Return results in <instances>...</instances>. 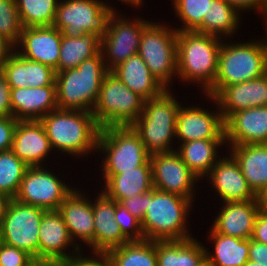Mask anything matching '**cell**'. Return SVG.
Wrapping results in <instances>:
<instances>
[{"label":"cell","instance_id":"f5cc1de1","mask_svg":"<svg viewBox=\"0 0 267 266\" xmlns=\"http://www.w3.org/2000/svg\"><path fill=\"white\" fill-rule=\"evenodd\" d=\"M261 206L263 209L267 210V188L266 190L262 193V195L259 197Z\"/></svg>","mask_w":267,"mask_h":266},{"label":"cell","instance_id":"ffe728a7","mask_svg":"<svg viewBox=\"0 0 267 266\" xmlns=\"http://www.w3.org/2000/svg\"><path fill=\"white\" fill-rule=\"evenodd\" d=\"M219 159L220 156L208 175L221 200L224 203L259 200L250 189L235 158L231 155L230 158L223 156Z\"/></svg>","mask_w":267,"mask_h":266},{"label":"cell","instance_id":"9f6ffc18","mask_svg":"<svg viewBox=\"0 0 267 266\" xmlns=\"http://www.w3.org/2000/svg\"><path fill=\"white\" fill-rule=\"evenodd\" d=\"M244 266H258L255 261L248 260Z\"/></svg>","mask_w":267,"mask_h":266},{"label":"cell","instance_id":"5b68a950","mask_svg":"<svg viewBox=\"0 0 267 266\" xmlns=\"http://www.w3.org/2000/svg\"><path fill=\"white\" fill-rule=\"evenodd\" d=\"M265 42L223 43L218 54V72L206 92L215 98L226 86L259 78L267 73Z\"/></svg>","mask_w":267,"mask_h":266},{"label":"cell","instance_id":"5bb4252c","mask_svg":"<svg viewBox=\"0 0 267 266\" xmlns=\"http://www.w3.org/2000/svg\"><path fill=\"white\" fill-rule=\"evenodd\" d=\"M150 162L155 189L193 200V187L199 178L183 162L177 150L151 155Z\"/></svg>","mask_w":267,"mask_h":266},{"label":"cell","instance_id":"83f0119b","mask_svg":"<svg viewBox=\"0 0 267 266\" xmlns=\"http://www.w3.org/2000/svg\"><path fill=\"white\" fill-rule=\"evenodd\" d=\"M105 180L104 193L116 202L144 194L153 187L152 166L150 159L134 170L122 172L117 175H102Z\"/></svg>","mask_w":267,"mask_h":266},{"label":"cell","instance_id":"d6986e66","mask_svg":"<svg viewBox=\"0 0 267 266\" xmlns=\"http://www.w3.org/2000/svg\"><path fill=\"white\" fill-rule=\"evenodd\" d=\"M10 103L18 121L40 120L58 109L56 85L11 88Z\"/></svg>","mask_w":267,"mask_h":266},{"label":"cell","instance_id":"11a10c76","mask_svg":"<svg viewBox=\"0 0 267 266\" xmlns=\"http://www.w3.org/2000/svg\"><path fill=\"white\" fill-rule=\"evenodd\" d=\"M261 12H262V14H263L264 16L267 17V0H265V2H264V6H263ZM265 20H266V24H267V18H266Z\"/></svg>","mask_w":267,"mask_h":266},{"label":"cell","instance_id":"4316f807","mask_svg":"<svg viewBox=\"0 0 267 266\" xmlns=\"http://www.w3.org/2000/svg\"><path fill=\"white\" fill-rule=\"evenodd\" d=\"M230 150L250 189L260 197L267 188V144L236 145Z\"/></svg>","mask_w":267,"mask_h":266},{"label":"cell","instance_id":"ba28073f","mask_svg":"<svg viewBox=\"0 0 267 266\" xmlns=\"http://www.w3.org/2000/svg\"><path fill=\"white\" fill-rule=\"evenodd\" d=\"M144 99L131 91L109 71L100 87L99 97L92 111L100 128L131 126L141 115Z\"/></svg>","mask_w":267,"mask_h":266},{"label":"cell","instance_id":"ab89813d","mask_svg":"<svg viewBox=\"0 0 267 266\" xmlns=\"http://www.w3.org/2000/svg\"><path fill=\"white\" fill-rule=\"evenodd\" d=\"M115 221L122 234L129 241L145 240L141 221L133 216L122 204L115 201Z\"/></svg>","mask_w":267,"mask_h":266},{"label":"cell","instance_id":"30bf717a","mask_svg":"<svg viewBox=\"0 0 267 266\" xmlns=\"http://www.w3.org/2000/svg\"><path fill=\"white\" fill-rule=\"evenodd\" d=\"M46 211L10 199L0 226V241L39 259V228Z\"/></svg>","mask_w":267,"mask_h":266},{"label":"cell","instance_id":"cb8c5ba5","mask_svg":"<svg viewBox=\"0 0 267 266\" xmlns=\"http://www.w3.org/2000/svg\"><path fill=\"white\" fill-rule=\"evenodd\" d=\"M58 212L61 214L73 242L78 237L94 250V215L91 201L82 196L79 190L74 189L60 204Z\"/></svg>","mask_w":267,"mask_h":266},{"label":"cell","instance_id":"7402d4cb","mask_svg":"<svg viewBox=\"0 0 267 266\" xmlns=\"http://www.w3.org/2000/svg\"><path fill=\"white\" fill-rule=\"evenodd\" d=\"M221 208L211 228L225 236L251 239L257 215L262 208L260 200L226 202Z\"/></svg>","mask_w":267,"mask_h":266},{"label":"cell","instance_id":"f6af8a7d","mask_svg":"<svg viewBox=\"0 0 267 266\" xmlns=\"http://www.w3.org/2000/svg\"><path fill=\"white\" fill-rule=\"evenodd\" d=\"M11 87L7 79L0 71V117H12V109L10 103Z\"/></svg>","mask_w":267,"mask_h":266},{"label":"cell","instance_id":"8d00e7d4","mask_svg":"<svg viewBox=\"0 0 267 266\" xmlns=\"http://www.w3.org/2000/svg\"><path fill=\"white\" fill-rule=\"evenodd\" d=\"M28 168L11 149L0 152V193L14 199Z\"/></svg>","mask_w":267,"mask_h":266},{"label":"cell","instance_id":"9a60e30c","mask_svg":"<svg viewBox=\"0 0 267 266\" xmlns=\"http://www.w3.org/2000/svg\"><path fill=\"white\" fill-rule=\"evenodd\" d=\"M61 41V31L54 26L28 27L23 28L15 48L22 46L21 51H16L19 55L48 65L57 73Z\"/></svg>","mask_w":267,"mask_h":266},{"label":"cell","instance_id":"2e32d148","mask_svg":"<svg viewBox=\"0 0 267 266\" xmlns=\"http://www.w3.org/2000/svg\"><path fill=\"white\" fill-rule=\"evenodd\" d=\"M217 113V114H216ZM211 113L200 107H181L177 114L176 137L182 143L194 140L225 139L221 112Z\"/></svg>","mask_w":267,"mask_h":266},{"label":"cell","instance_id":"d4e9b609","mask_svg":"<svg viewBox=\"0 0 267 266\" xmlns=\"http://www.w3.org/2000/svg\"><path fill=\"white\" fill-rule=\"evenodd\" d=\"M72 242L58 210L46 211L39 228V259L55 264L72 257L71 254L64 252Z\"/></svg>","mask_w":267,"mask_h":266},{"label":"cell","instance_id":"8fae6325","mask_svg":"<svg viewBox=\"0 0 267 266\" xmlns=\"http://www.w3.org/2000/svg\"><path fill=\"white\" fill-rule=\"evenodd\" d=\"M114 9L99 0H67L57 5L53 26L62 36L78 38L85 33L102 37L108 15Z\"/></svg>","mask_w":267,"mask_h":266},{"label":"cell","instance_id":"4fadbf2b","mask_svg":"<svg viewBox=\"0 0 267 266\" xmlns=\"http://www.w3.org/2000/svg\"><path fill=\"white\" fill-rule=\"evenodd\" d=\"M73 190L42 166L29 167L14 199L19 203L47 211L58 210L60 204Z\"/></svg>","mask_w":267,"mask_h":266},{"label":"cell","instance_id":"9c48e42d","mask_svg":"<svg viewBox=\"0 0 267 266\" xmlns=\"http://www.w3.org/2000/svg\"><path fill=\"white\" fill-rule=\"evenodd\" d=\"M177 32L151 22L143 30L138 49L150 73L165 89L177 75Z\"/></svg>","mask_w":267,"mask_h":266},{"label":"cell","instance_id":"bcb514c9","mask_svg":"<svg viewBox=\"0 0 267 266\" xmlns=\"http://www.w3.org/2000/svg\"><path fill=\"white\" fill-rule=\"evenodd\" d=\"M251 239L267 245V210L263 208L257 215Z\"/></svg>","mask_w":267,"mask_h":266},{"label":"cell","instance_id":"ee69618b","mask_svg":"<svg viewBox=\"0 0 267 266\" xmlns=\"http://www.w3.org/2000/svg\"><path fill=\"white\" fill-rule=\"evenodd\" d=\"M119 203L122 204L133 216L142 221L143 216L148 208L147 192L123 199Z\"/></svg>","mask_w":267,"mask_h":266},{"label":"cell","instance_id":"db71d44e","mask_svg":"<svg viewBox=\"0 0 267 266\" xmlns=\"http://www.w3.org/2000/svg\"><path fill=\"white\" fill-rule=\"evenodd\" d=\"M124 3L132 4V6L139 7V5H142V0H119Z\"/></svg>","mask_w":267,"mask_h":266},{"label":"cell","instance_id":"f35d334b","mask_svg":"<svg viewBox=\"0 0 267 266\" xmlns=\"http://www.w3.org/2000/svg\"><path fill=\"white\" fill-rule=\"evenodd\" d=\"M23 26L15 0H0V35L17 45Z\"/></svg>","mask_w":267,"mask_h":266},{"label":"cell","instance_id":"8992f818","mask_svg":"<svg viewBox=\"0 0 267 266\" xmlns=\"http://www.w3.org/2000/svg\"><path fill=\"white\" fill-rule=\"evenodd\" d=\"M169 91L166 89L158 97L144 100L141 115L131 125L150 156L174 151L170 144L176 137L177 114L181 105Z\"/></svg>","mask_w":267,"mask_h":266},{"label":"cell","instance_id":"277c9868","mask_svg":"<svg viewBox=\"0 0 267 266\" xmlns=\"http://www.w3.org/2000/svg\"><path fill=\"white\" fill-rule=\"evenodd\" d=\"M221 37L198 32H177V76L181 80L202 84L207 92L218 72Z\"/></svg>","mask_w":267,"mask_h":266},{"label":"cell","instance_id":"1f68e13d","mask_svg":"<svg viewBox=\"0 0 267 266\" xmlns=\"http://www.w3.org/2000/svg\"><path fill=\"white\" fill-rule=\"evenodd\" d=\"M211 240L214 242L215 254L205 252L210 266H244L249 260V239L225 236L210 230Z\"/></svg>","mask_w":267,"mask_h":266},{"label":"cell","instance_id":"ac0fdd59","mask_svg":"<svg viewBox=\"0 0 267 266\" xmlns=\"http://www.w3.org/2000/svg\"><path fill=\"white\" fill-rule=\"evenodd\" d=\"M225 142L230 146L267 144V106L233 113L225 122Z\"/></svg>","mask_w":267,"mask_h":266},{"label":"cell","instance_id":"836d02e7","mask_svg":"<svg viewBox=\"0 0 267 266\" xmlns=\"http://www.w3.org/2000/svg\"><path fill=\"white\" fill-rule=\"evenodd\" d=\"M106 255L111 266H157L156 241H129Z\"/></svg>","mask_w":267,"mask_h":266},{"label":"cell","instance_id":"4dcf8cb0","mask_svg":"<svg viewBox=\"0 0 267 266\" xmlns=\"http://www.w3.org/2000/svg\"><path fill=\"white\" fill-rule=\"evenodd\" d=\"M225 139L194 140L181 143L178 154L188 168L198 177H209L208 174L218 161L217 148Z\"/></svg>","mask_w":267,"mask_h":266},{"label":"cell","instance_id":"603a6c76","mask_svg":"<svg viewBox=\"0 0 267 266\" xmlns=\"http://www.w3.org/2000/svg\"><path fill=\"white\" fill-rule=\"evenodd\" d=\"M94 215V253H106L129 240L115 221V200L104 192L92 203Z\"/></svg>","mask_w":267,"mask_h":266},{"label":"cell","instance_id":"e0dca14e","mask_svg":"<svg viewBox=\"0 0 267 266\" xmlns=\"http://www.w3.org/2000/svg\"><path fill=\"white\" fill-rule=\"evenodd\" d=\"M224 122L235 112L267 106V73L259 78L226 86L215 98Z\"/></svg>","mask_w":267,"mask_h":266},{"label":"cell","instance_id":"7c38bea8","mask_svg":"<svg viewBox=\"0 0 267 266\" xmlns=\"http://www.w3.org/2000/svg\"><path fill=\"white\" fill-rule=\"evenodd\" d=\"M149 23L143 19H134L130 22V19L128 21L116 15L115 10L108 15L101 37V53L104 57L105 54L108 56L104 58L108 71H112L129 57L138 53L143 30Z\"/></svg>","mask_w":267,"mask_h":266},{"label":"cell","instance_id":"c3c4849f","mask_svg":"<svg viewBox=\"0 0 267 266\" xmlns=\"http://www.w3.org/2000/svg\"><path fill=\"white\" fill-rule=\"evenodd\" d=\"M229 4L233 5L238 11L249 10L252 8L262 11L265 0H225Z\"/></svg>","mask_w":267,"mask_h":266},{"label":"cell","instance_id":"e575fe53","mask_svg":"<svg viewBox=\"0 0 267 266\" xmlns=\"http://www.w3.org/2000/svg\"><path fill=\"white\" fill-rule=\"evenodd\" d=\"M239 11L225 0H212L203 18V34L220 37L234 34L240 25ZM239 20V21H238ZM220 35V36H219Z\"/></svg>","mask_w":267,"mask_h":266},{"label":"cell","instance_id":"6da1fadb","mask_svg":"<svg viewBox=\"0 0 267 266\" xmlns=\"http://www.w3.org/2000/svg\"><path fill=\"white\" fill-rule=\"evenodd\" d=\"M108 72L101 52L75 68L57 72L55 84L58 109L92 112Z\"/></svg>","mask_w":267,"mask_h":266},{"label":"cell","instance_id":"7a4b0ae2","mask_svg":"<svg viewBox=\"0 0 267 266\" xmlns=\"http://www.w3.org/2000/svg\"><path fill=\"white\" fill-rule=\"evenodd\" d=\"M191 200L153 188L147 192V210L141 221L146 240L181 241L192 238L186 229Z\"/></svg>","mask_w":267,"mask_h":266},{"label":"cell","instance_id":"484cf974","mask_svg":"<svg viewBox=\"0 0 267 266\" xmlns=\"http://www.w3.org/2000/svg\"><path fill=\"white\" fill-rule=\"evenodd\" d=\"M0 71L11 88L56 85V72L52 67L28 60L19 55L16 50L4 63Z\"/></svg>","mask_w":267,"mask_h":266},{"label":"cell","instance_id":"681fc988","mask_svg":"<svg viewBox=\"0 0 267 266\" xmlns=\"http://www.w3.org/2000/svg\"><path fill=\"white\" fill-rule=\"evenodd\" d=\"M15 49V45L12 42L0 35V69L8 60V58L14 53Z\"/></svg>","mask_w":267,"mask_h":266},{"label":"cell","instance_id":"6f0895ef","mask_svg":"<svg viewBox=\"0 0 267 266\" xmlns=\"http://www.w3.org/2000/svg\"><path fill=\"white\" fill-rule=\"evenodd\" d=\"M199 266H210L208 261L205 259Z\"/></svg>","mask_w":267,"mask_h":266},{"label":"cell","instance_id":"44dd1931","mask_svg":"<svg viewBox=\"0 0 267 266\" xmlns=\"http://www.w3.org/2000/svg\"><path fill=\"white\" fill-rule=\"evenodd\" d=\"M51 149L50 140L40 120L17 122L11 150L28 167L43 166L41 164Z\"/></svg>","mask_w":267,"mask_h":266},{"label":"cell","instance_id":"680465c9","mask_svg":"<svg viewBox=\"0 0 267 266\" xmlns=\"http://www.w3.org/2000/svg\"><path fill=\"white\" fill-rule=\"evenodd\" d=\"M266 47V65H267V43L265 44Z\"/></svg>","mask_w":267,"mask_h":266},{"label":"cell","instance_id":"f1b7e54d","mask_svg":"<svg viewBox=\"0 0 267 266\" xmlns=\"http://www.w3.org/2000/svg\"><path fill=\"white\" fill-rule=\"evenodd\" d=\"M111 72L144 100L156 98L166 90L150 73L148 66L138 53L129 57Z\"/></svg>","mask_w":267,"mask_h":266},{"label":"cell","instance_id":"816d5d0a","mask_svg":"<svg viewBox=\"0 0 267 266\" xmlns=\"http://www.w3.org/2000/svg\"><path fill=\"white\" fill-rule=\"evenodd\" d=\"M26 266H54V263L49 262L47 260H42V259L34 258Z\"/></svg>","mask_w":267,"mask_h":266},{"label":"cell","instance_id":"60d3db41","mask_svg":"<svg viewBox=\"0 0 267 266\" xmlns=\"http://www.w3.org/2000/svg\"><path fill=\"white\" fill-rule=\"evenodd\" d=\"M33 259L26 251L0 241V266H26Z\"/></svg>","mask_w":267,"mask_h":266},{"label":"cell","instance_id":"d590c367","mask_svg":"<svg viewBox=\"0 0 267 266\" xmlns=\"http://www.w3.org/2000/svg\"><path fill=\"white\" fill-rule=\"evenodd\" d=\"M23 28L53 26L58 0H15Z\"/></svg>","mask_w":267,"mask_h":266},{"label":"cell","instance_id":"7dc6e473","mask_svg":"<svg viewBox=\"0 0 267 266\" xmlns=\"http://www.w3.org/2000/svg\"><path fill=\"white\" fill-rule=\"evenodd\" d=\"M249 260L255 261L258 266H267V245L249 239Z\"/></svg>","mask_w":267,"mask_h":266},{"label":"cell","instance_id":"52a82bcc","mask_svg":"<svg viewBox=\"0 0 267 266\" xmlns=\"http://www.w3.org/2000/svg\"><path fill=\"white\" fill-rule=\"evenodd\" d=\"M97 149L106 152L105 161L102 162L103 175H117L134 170L150 159L140 135L132 126L100 128Z\"/></svg>","mask_w":267,"mask_h":266},{"label":"cell","instance_id":"7bdbcfd3","mask_svg":"<svg viewBox=\"0 0 267 266\" xmlns=\"http://www.w3.org/2000/svg\"><path fill=\"white\" fill-rule=\"evenodd\" d=\"M18 120L12 117H0V152L12 148L15 128Z\"/></svg>","mask_w":267,"mask_h":266},{"label":"cell","instance_id":"d6a6232c","mask_svg":"<svg viewBox=\"0 0 267 266\" xmlns=\"http://www.w3.org/2000/svg\"><path fill=\"white\" fill-rule=\"evenodd\" d=\"M101 52V37L85 33L78 38L62 36L58 72L72 69Z\"/></svg>","mask_w":267,"mask_h":266},{"label":"cell","instance_id":"74e56055","mask_svg":"<svg viewBox=\"0 0 267 266\" xmlns=\"http://www.w3.org/2000/svg\"><path fill=\"white\" fill-rule=\"evenodd\" d=\"M212 0H174V9L183 22L177 31L198 32L203 34V18L208 14Z\"/></svg>","mask_w":267,"mask_h":266},{"label":"cell","instance_id":"f546056e","mask_svg":"<svg viewBox=\"0 0 267 266\" xmlns=\"http://www.w3.org/2000/svg\"><path fill=\"white\" fill-rule=\"evenodd\" d=\"M196 241H156L157 266H199L206 259V250Z\"/></svg>","mask_w":267,"mask_h":266},{"label":"cell","instance_id":"f907efd6","mask_svg":"<svg viewBox=\"0 0 267 266\" xmlns=\"http://www.w3.org/2000/svg\"><path fill=\"white\" fill-rule=\"evenodd\" d=\"M10 198H8L6 195L0 193V226L2 224V220L4 218V213L6 206L9 202Z\"/></svg>","mask_w":267,"mask_h":266},{"label":"cell","instance_id":"3957f363","mask_svg":"<svg viewBox=\"0 0 267 266\" xmlns=\"http://www.w3.org/2000/svg\"><path fill=\"white\" fill-rule=\"evenodd\" d=\"M54 149L83 156L97 149L100 127L89 111L54 110L40 119Z\"/></svg>","mask_w":267,"mask_h":266},{"label":"cell","instance_id":"b9f144b4","mask_svg":"<svg viewBox=\"0 0 267 266\" xmlns=\"http://www.w3.org/2000/svg\"><path fill=\"white\" fill-rule=\"evenodd\" d=\"M74 251L71 253L73 256L67 258L66 260L58 261L55 266H111V263L106 255V253H94L98 259L91 257H82L80 254V246L77 244L74 246ZM74 253H79L75 256ZM100 259V260H99Z\"/></svg>","mask_w":267,"mask_h":266}]
</instances>
